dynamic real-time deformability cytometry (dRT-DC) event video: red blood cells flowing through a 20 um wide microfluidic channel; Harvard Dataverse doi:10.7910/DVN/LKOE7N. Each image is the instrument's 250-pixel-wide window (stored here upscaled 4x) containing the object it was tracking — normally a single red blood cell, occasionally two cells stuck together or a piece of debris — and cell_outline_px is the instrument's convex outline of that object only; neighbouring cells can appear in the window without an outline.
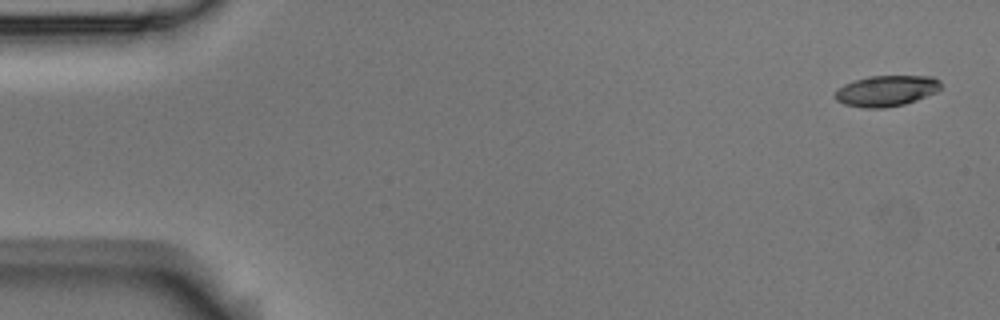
{"species": "Egyptian fruit bat (a non-hibernating species)", "species_latin": "Rousettus aegyptiacus", "temperature_condition": "room temperature", "stored_images_in_passage": 5, "camera_frame_rate_fps": 3000, "um_per_image_px": 0.085, "animal": {"sex": "male"}, "frame": {"image": 1, "passage_image": 1, "time_ms": 0.0, "image_size_px": [1000, 320], "cell_outline_px": [[940, 88], [936, 92], [916, 100], [904, 104], [884, 108], [864, 108], [844, 104], [836, 100], [836, 92], [844, 84], [868, 76], [932, 76], [940, 80]], "centroid_in_image_um": [75.35, 7.72], "position_along_channel_um": 9.6, "area_um2": 18.84}}
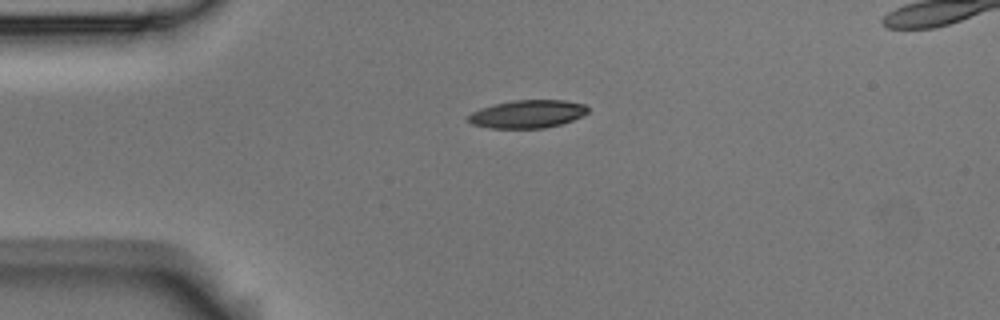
{"frame": {"image": 2, "passage_image": 4, "time_ms": 1.0, "image_size_px": [1000, 320], "cell_outline_px": [[588, 112], [572, 120], [560, 124], [544, 128], [492, 128], [472, 124], [468, 120], [468, 116], [472, 112], [480, 108], [512, 100], [564, 100], [584, 104], [588, 108]], "centroid_in_image_um": [44.83, 9.69], "position_along_channel_um": 40.2, "area_um2": 19.31}}